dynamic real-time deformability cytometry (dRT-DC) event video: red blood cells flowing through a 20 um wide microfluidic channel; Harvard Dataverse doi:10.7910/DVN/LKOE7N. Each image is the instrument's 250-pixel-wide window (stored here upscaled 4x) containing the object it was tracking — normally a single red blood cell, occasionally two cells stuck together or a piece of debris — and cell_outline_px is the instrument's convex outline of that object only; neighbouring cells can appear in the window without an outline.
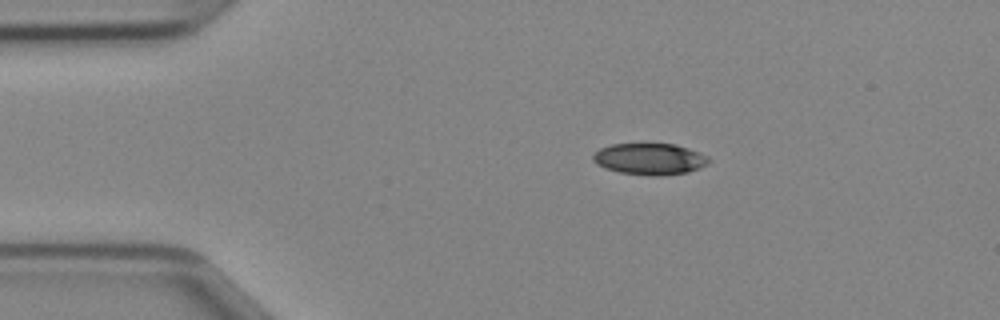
{"species": "Egyptian fruit bat (a non-hibernating species)", "species_latin": "Rousettus aegyptiacus", "temperature_condition": "cold", "stored_images_in_passage": 39, "camera_frame_rate_fps": 3000, "um_per_image_px": 0.085, "animal": {"sex": "female"}, "frame": {"image": 1, "passage_image": 1, "time_ms": 0.0, "image_size_px": [1000, 320], "cell_outline_px": [[712, 160], [708, 164], [700, 168], [688, 172], [656, 176], [652, 176], [620, 172], [604, 168], [596, 164], [592, 160], [592, 156], [600, 148], [612, 144], [676, 144], [700, 152], [708, 156]], "centroid_in_image_um": [55.25, 13.51], "position_along_channel_um": 29.7, "area_um2": 21.33}}
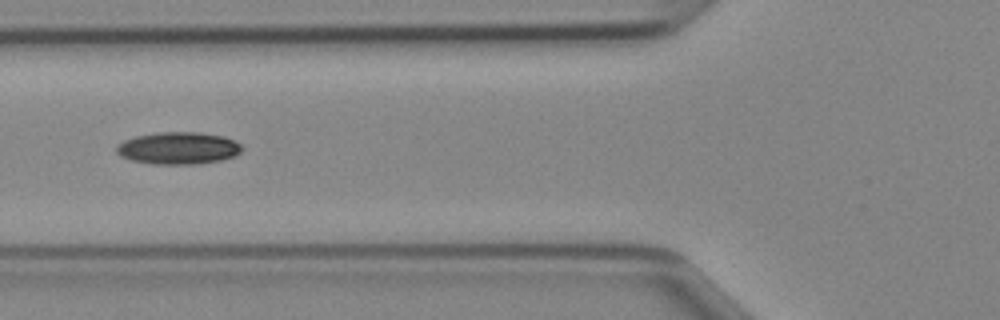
{"frame": {"image": 2, "passage_image": 10, "time_ms": 3.0, "image_size_px": [1000, 320], "cell_outline_px": [[244, 148], [236, 156], [220, 160], [200, 164], [152, 164], [132, 160], [120, 156], [116, 152], [116, 144], [124, 140], [136, 136], [160, 132], [200, 132], [224, 136], [240, 144]], "centroid_in_image_um": [15.16, 12.59], "position_along_channel_um": 110.6, "area_um2": 23.7}}
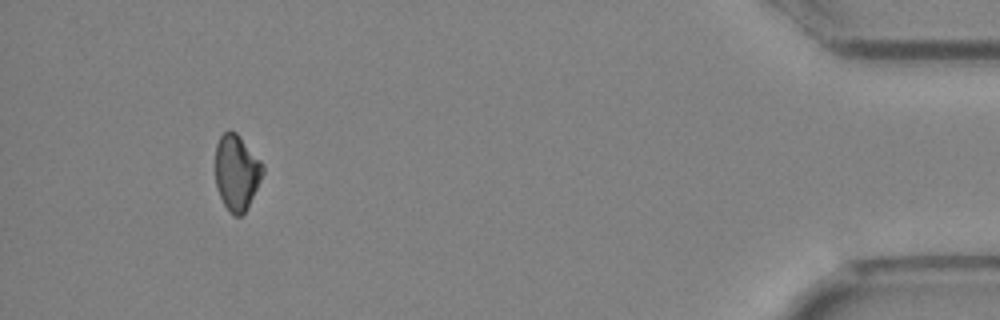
{"frame": {"image": 3, "passage_image": 36, "time_ms": 11.667, "image_size_px": [1000, 320], "cell_outline_px": [[264, 172], [244, 212], [240, 216], [232, 216], [228, 212], [216, 188], [216, 144], [220, 136], [228, 128], [236, 132], [264, 164]], "centroid_in_image_um": [20.1, 14.63], "position_along_channel_um": 415.1, "area_um2": 20.81}}